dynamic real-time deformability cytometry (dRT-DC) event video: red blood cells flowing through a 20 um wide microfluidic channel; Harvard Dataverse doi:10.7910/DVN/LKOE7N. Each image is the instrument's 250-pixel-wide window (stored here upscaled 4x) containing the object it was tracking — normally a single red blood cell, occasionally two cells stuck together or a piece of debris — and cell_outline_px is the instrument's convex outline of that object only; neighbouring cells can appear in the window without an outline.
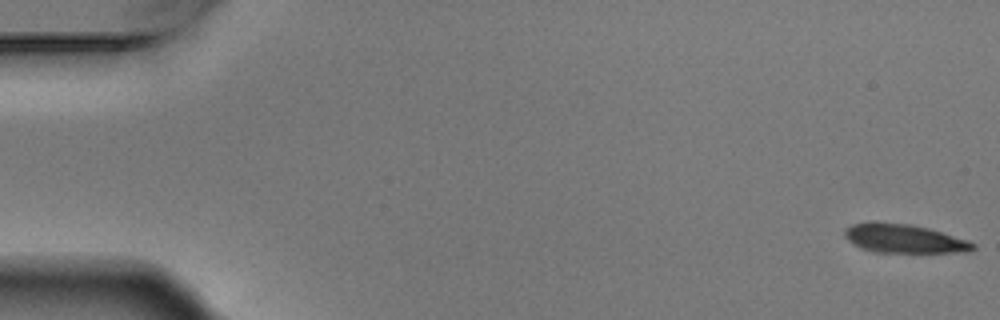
{"species": "Egyptian fruit bat (a non-hibernating species)", "species_latin": "Rousettus aegyptiacus", "temperature_condition": "warm", "stored_images_in_passage": 9, "camera_frame_rate_fps": 3000, "um_per_image_px": 0.085, "animal": {"sex": "male"}, "frame": {"image": 1, "passage_image": 1, "time_ms": 0.0, "image_size_px": [1000, 320], "cell_outline_px": [[976, 248], [972, 252], [876, 252], [864, 248], [848, 240], [844, 236], [844, 228], [852, 224], [868, 220], [876, 220], [912, 224], [928, 228], [968, 240], [976, 244]], "centroid_in_image_um": [76.84, 20.25], "position_along_channel_um": 8.2, "area_um2": 21.85}}
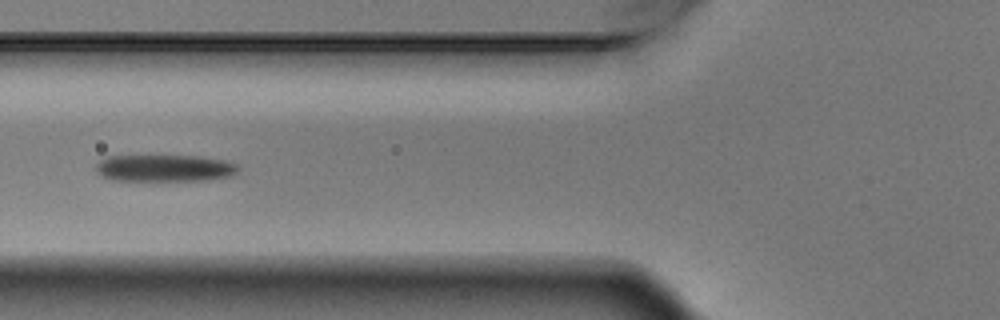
{"frame": {"image": 2, "passage_image": 7, "time_ms": 2.0, "image_size_px": [1000, 320], "cell_outline_px": [[240, 168], [232, 176], [208, 180], [112, 180], [100, 176], [96, 172], [96, 164], [100, 160], [108, 156], [196, 156], [228, 160], [240, 164]], "centroid_in_image_um": [14.03, 14.29], "position_along_channel_um": 111.8, "area_um2": 22.54}}
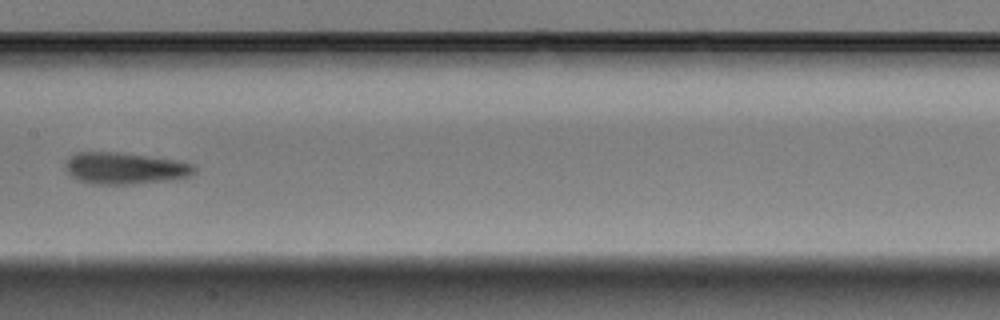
{"frame": {"image": 3, "passage_image": 9, "time_ms": 2.667, "image_size_px": [1000, 320], "cell_outline_px": [[196, 172], [188, 176], [176, 180], [132, 184], [92, 184], [76, 180], [64, 168], [64, 164], [68, 156], [76, 152], [116, 152], [180, 160], [196, 164]], "centroid_in_image_um": [10.64, 14.3], "position_along_channel_um": 196.8, "area_um2": 24.33}}